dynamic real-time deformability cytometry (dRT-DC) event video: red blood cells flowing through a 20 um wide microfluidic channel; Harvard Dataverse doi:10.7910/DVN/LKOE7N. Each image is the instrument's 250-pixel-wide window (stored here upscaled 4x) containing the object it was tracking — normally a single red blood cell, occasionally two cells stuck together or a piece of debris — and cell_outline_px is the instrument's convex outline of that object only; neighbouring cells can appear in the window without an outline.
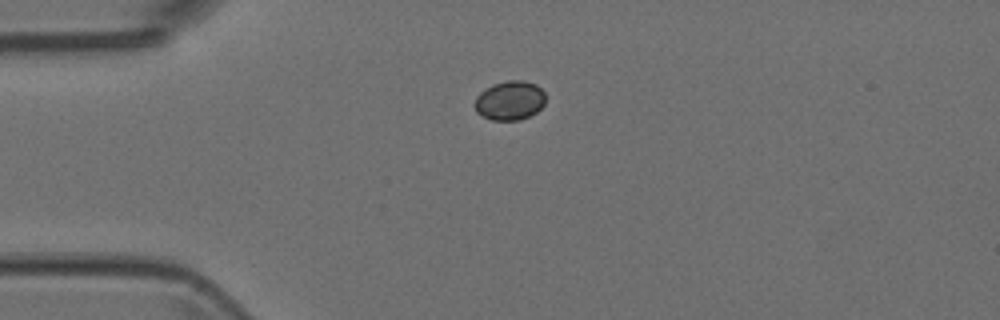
{"species": "Egyptian fruit bat (a non-hibernating species)", "species_latin": "Rousettus aegyptiacus", "temperature_condition": "room temperature", "stored_images_in_passage": 2, "camera_frame_rate_fps": 3000, "um_per_image_px": 0.085, "animal": {"sex": "female"}, "frame": {"image": 1, "passage_image": 1, "time_ms": 0.0, "image_size_px": [1000, 320], "cell_outline_px": [[544, 104], [536, 112], [520, 120], [492, 120], [476, 112], [472, 104], [476, 96], [480, 92], [492, 84], [508, 80], [524, 80], [536, 84], [544, 92]], "centroid_in_image_um": [43.3, 8.53], "position_along_channel_um": 41.7, "area_um2": 16.3}}